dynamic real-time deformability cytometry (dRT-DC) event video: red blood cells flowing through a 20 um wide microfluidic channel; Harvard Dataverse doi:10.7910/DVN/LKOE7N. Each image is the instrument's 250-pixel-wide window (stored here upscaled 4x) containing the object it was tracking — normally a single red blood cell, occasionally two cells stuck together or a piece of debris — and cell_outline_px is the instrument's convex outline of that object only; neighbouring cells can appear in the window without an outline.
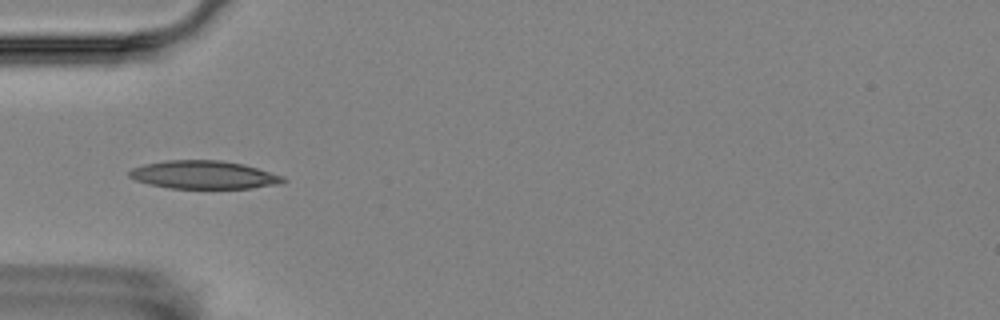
{"species": "Egyptian fruit bat (a non-hibernating species)", "species_latin": "Rousettus aegyptiacus", "temperature_condition": "room temperature", "stored_images_in_passage": 7, "camera_frame_rate_fps": 3000, "um_per_image_px": 0.085, "animal": {"sex": "female"}, "frame": {"image": 1, "passage_image": 5, "time_ms": 5.667, "image_size_px": [1000, 320], "cell_outline_px": [[288, 180], [280, 184], [252, 188], [168, 188], [148, 184], [136, 180], [128, 176], [128, 172], [132, 168], [144, 164], [168, 160], [220, 160], [244, 164], [284, 176]], "centroid_in_image_um": [17.34, 14.86], "position_along_channel_um": 67.7, "area_um2": 25.32}}
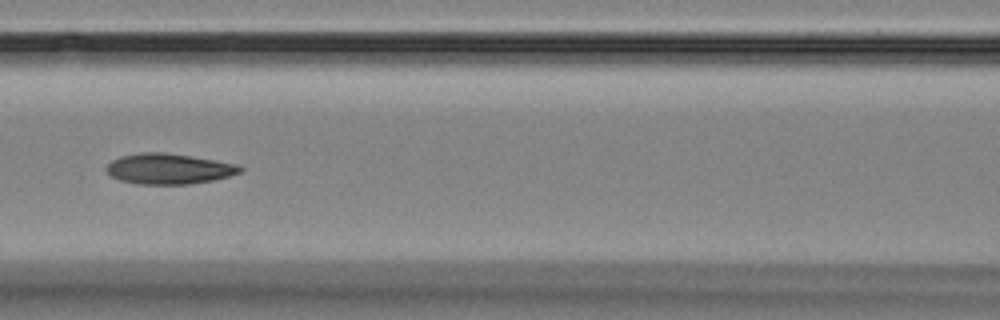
{"frame": {"image": 2, "passage_image": 7, "time_ms": 8.0, "image_size_px": [1000, 320], "cell_outline_px": [[244, 168], [240, 172], [228, 176], [212, 180], [188, 184], [136, 184], [120, 180], [112, 176], [104, 168], [112, 160], [120, 156], [144, 152], [164, 152], [192, 156], [240, 164]], "centroid_in_image_um": [14.36, 14.34], "position_along_channel_um": 152.2, "area_um2": 23.81}}